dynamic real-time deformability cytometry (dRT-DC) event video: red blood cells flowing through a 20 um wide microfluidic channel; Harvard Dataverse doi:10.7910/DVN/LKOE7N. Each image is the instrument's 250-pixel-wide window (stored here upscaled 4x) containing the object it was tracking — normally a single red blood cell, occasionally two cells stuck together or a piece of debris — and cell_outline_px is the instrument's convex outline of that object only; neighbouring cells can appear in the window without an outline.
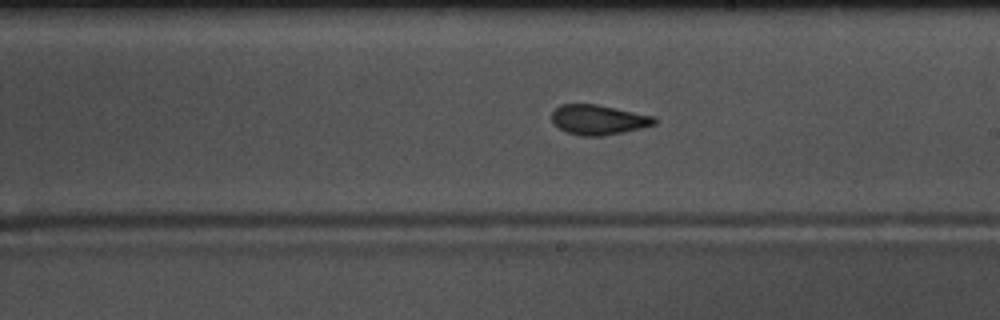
{"species": "common noctule bat (a hibernating species)", "species_latin": "Nyctalus noctula", "temperature_condition": "warm", "stored_images_in_passage": 32, "camera_frame_rate_fps": 3000, "um_per_image_px": 0.085, "animal": {"sex": "male", "body_mass_g": 17.5, "forearm_length_mm": 52.3}, "frame": {"image": 1, "passage_image": 19, "time_ms": 6.0, "image_size_px": [1000, 320], "cell_outline_px": [[656, 124], [624, 132], [600, 136], [580, 136], [568, 132], [560, 128], [552, 120], [552, 112], [560, 104], [596, 104], [656, 116]], "centroid_in_image_um": [50.89, 10.17], "position_along_channel_um": 238.1, "area_um2": 17.8}}